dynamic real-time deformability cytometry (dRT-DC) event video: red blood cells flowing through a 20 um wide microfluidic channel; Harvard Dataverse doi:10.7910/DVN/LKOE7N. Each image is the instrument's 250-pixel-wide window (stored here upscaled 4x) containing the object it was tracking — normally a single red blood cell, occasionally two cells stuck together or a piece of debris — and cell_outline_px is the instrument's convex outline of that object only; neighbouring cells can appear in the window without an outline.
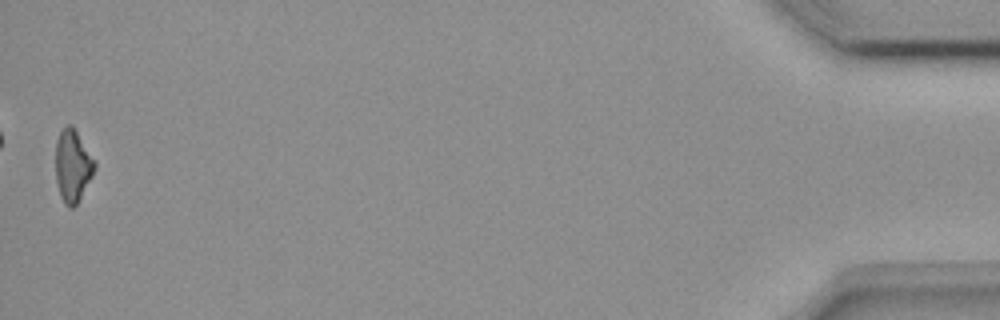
{"species": "common noctule bat (a hibernating species)", "species_latin": "Nyctalus noctula", "temperature_condition": "room temperature", "stored_images_in_passage": 43, "camera_frame_rate_fps": 3000, "um_per_image_px": 0.085, "animal": {"sex": "female", "body_mass_g": 18.4}, "frame": {"image": 1, "passage_image": 43, "time_ms": 14.0, "image_size_px": [1000, 320], "cell_outline_px": [[96, 168], [92, 176], [76, 204], [72, 208], [68, 208], [64, 204], [60, 196], [56, 180], [56, 140], [60, 132], [68, 124], [72, 124], [96, 160]], "centroid_in_image_um": [6.19, 14.08], "position_along_channel_um": 429.0, "area_um2": 16.53}}